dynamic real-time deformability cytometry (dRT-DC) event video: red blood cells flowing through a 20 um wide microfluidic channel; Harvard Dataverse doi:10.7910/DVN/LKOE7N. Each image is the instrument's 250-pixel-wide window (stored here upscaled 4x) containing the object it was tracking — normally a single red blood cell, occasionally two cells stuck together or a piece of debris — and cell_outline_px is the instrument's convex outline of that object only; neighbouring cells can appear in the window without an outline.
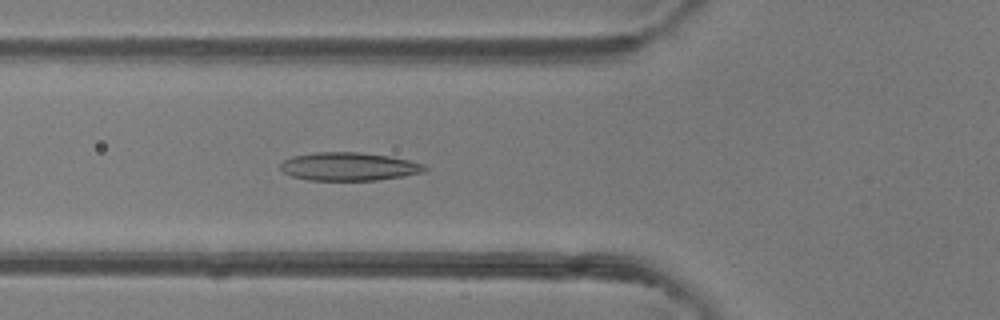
{"species": "common noctule bat (a hibernating species)", "species_latin": "Nyctalus noctula", "temperature_condition": "room temperature", "stored_images_in_passage": 46, "camera_frame_rate_fps": 3000, "um_per_image_px": 0.085, "animal": {"sex": "female"}, "frame": {"image": 1, "passage_image": 16, "time_ms": 5.0, "image_size_px": [1000, 320], "cell_outline_px": [[428, 168], [424, 172], [404, 176], [376, 180], [308, 180], [292, 176], [284, 172], [280, 168], [280, 164], [284, 160], [292, 156], [316, 152], [360, 152], [388, 156], [408, 160], [424, 164]], "centroid_in_image_um": [29.66, 14.15], "position_along_channel_um": 96.1, "area_um2": 23.7}}
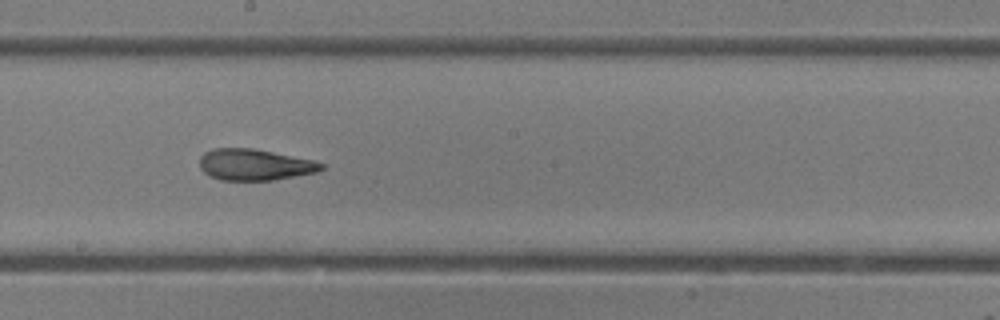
{"frame": {"image": 2, "passage_image": 25, "time_ms": 8.0, "image_size_px": [1000, 320], "cell_outline_px": [[324, 168], [316, 172], [272, 180], [220, 180], [204, 172], [200, 168], [200, 156], [204, 152], [212, 148], [252, 148], [312, 160], [324, 164]], "centroid_in_image_um": [21.61, 13.99], "position_along_channel_um": 226.6, "area_um2": 21.96}}
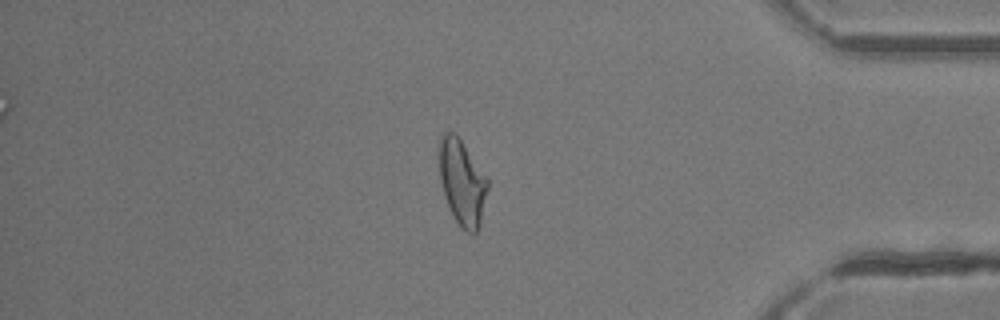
{"frame": {"image": 3, "passage_image": 39, "time_ms": 12.667, "image_size_px": [1000, 320], "cell_outline_px": [[488, 188], [480, 224], [476, 232], [472, 236], [460, 228], [444, 196], [440, 180], [440, 136], [444, 132], [456, 132], [488, 180]], "centroid_in_image_um": [39.28, 15.52], "position_along_channel_um": 395.9, "area_um2": 23.93}, "authors_computed_cell_mechanics": {"area_um2": 23.9292, "velocity_mm_per_s": 4.3265, "shape_relaxation_time_tau1_ms": 7.0363, "shape_relaxation_time_tau2_ms": 2.2906, "deformation_change_tau1": 0.2136, "deformation_change_tau2": 0.0985}}